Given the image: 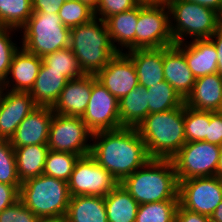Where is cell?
Instances as JSON below:
<instances>
[{"mask_svg":"<svg viewBox=\"0 0 222 222\" xmlns=\"http://www.w3.org/2000/svg\"><path fill=\"white\" fill-rule=\"evenodd\" d=\"M90 156L119 183L151 159L137 129L128 127L93 133Z\"/></svg>","mask_w":222,"mask_h":222,"instance_id":"cell-1","label":"cell"},{"mask_svg":"<svg viewBox=\"0 0 222 222\" xmlns=\"http://www.w3.org/2000/svg\"><path fill=\"white\" fill-rule=\"evenodd\" d=\"M120 184L139 205L179 200V182L172 159L151 158Z\"/></svg>","mask_w":222,"mask_h":222,"instance_id":"cell-2","label":"cell"},{"mask_svg":"<svg viewBox=\"0 0 222 222\" xmlns=\"http://www.w3.org/2000/svg\"><path fill=\"white\" fill-rule=\"evenodd\" d=\"M136 129L151 158L172 159L186 143L184 105L149 114Z\"/></svg>","mask_w":222,"mask_h":222,"instance_id":"cell-3","label":"cell"},{"mask_svg":"<svg viewBox=\"0 0 222 222\" xmlns=\"http://www.w3.org/2000/svg\"><path fill=\"white\" fill-rule=\"evenodd\" d=\"M69 47L86 75H96L118 53L105 21L96 17L71 28Z\"/></svg>","mask_w":222,"mask_h":222,"instance_id":"cell-4","label":"cell"},{"mask_svg":"<svg viewBox=\"0 0 222 222\" xmlns=\"http://www.w3.org/2000/svg\"><path fill=\"white\" fill-rule=\"evenodd\" d=\"M70 197L68 182L44 174L20 186L19 200L41 220L64 219Z\"/></svg>","mask_w":222,"mask_h":222,"instance_id":"cell-5","label":"cell"},{"mask_svg":"<svg viewBox=\"0 0 222 222\" xmlns=\"http://www.w3.org/2000/svg\"><path fill=\"white\" fill-rule=\"evenodd\" d=\"M168 8L175 44L188 42L189 38V41L209 39L222 25V16L219 13L196 3L171 0Z\"/></svg>","mask_w":222,"mask_h":222,"instance_id":"cell-6","label":"cell"},{"mask_svg":"<svg viewBox=\"0 0 222 222\" xmlns=\"http://www.w3.org/2000/svg\"><path fill=\"white\" fill-rule=\"evenodd\" d=\"M70 30L62 23L58 13L33 12L19 30L21 47L31 54L44 57L70 46Z\"/></svg>","mask_w":222,"mask_h":222,"instance_id":"cell-7","label":"cell"},{"mask_svg":"<svg viewBox=\"0 0 222 222\" xmlns=\"http://www.w3.org/2000/svg\"><path fill=\"white\" fill-rule=\"evenodd\" d=\"M220 149L206 141L186 142L172 157L178 182L216 176Z\"/></svg>","mask_w":222,"mask_h":222,"instance_id":"cell-8","label":"cell"},{"mask_svg":"<svg viewBox=\"0 0 222 222\" xmlns=\"http://www.w3.org/2000/svg\"><path fill=\"white\" fill-rule=\"evenodd\" d=\"M92 132L81 117L54 113L50 123L47 145L52 151L90 155Z\"/></svg>","mask_w":222,"mask_h":222,"instance_id":"cell-9","label":"cell"},{"mask_svg":"<svg viewBox=\"0 0 222 222\" xmlns=\"http://www.w3.org/2000/svg\"><path fill=\"white\" fill-rule=\"evenodd\" d=\"M175 45L170 29L168 6L138 5L136 49Z\"/></svg>","mask_w":222,"mask_h":222,"instance_id":"cell-10","label":"cell"},{"mask_svg":"<svg viewBox=\"0 0 222 222\" xmlns=\"http://www.w3.org/2000/svg\"><path fill=\"white\" fill-rule=\"evenodd\" d=\"M119 182L90 155L80 157L68 181L70 196L105 197Z\"/></svg>","mask_w":222,"mask_h":222,"instance_id":"cell-11","label":"cell"},{"mask_svg":"<svg viewBox=\"0 0 222 222\" xmlns=\"http://www.w3.org/2000/svg\"><path fill=\"white\" fill-rule=\"evenodd\" d=\"M178 197L183 208L210 217L222 202V179L213 176L179 181Z\"/></svg>","mask_w":222,"mask_h":222,"instance_id":"cell-12","label":"cell"},{"mask_svg":"<svg viewBox=\"0 0 222 222\" xmlns=\"http://www.w3.org/2000/svg\"><path fill=\"white\" fill-rule=\"evenodd\" d=\"M92 132L122 128L119 118V100L92 75V91L87 109L81 117Z\"/></svg>","mask_w":222,"mask_h":222,"instance_id":"cell-13","label":"cell"},{"mask_svg":"<svg viewBox=\"0 0 222 222\" xmlns=\"http://www.w3.org/2000/svg\"><path fill=\"white\" fill-rule=\"evenodd\" d=\"M95 76L118 100L139 85L134 63L125 52H118Z\"/></svg>","mask_w":222,"mask_h":222,"instance_id":"cell-14","label":"cell"},{"mask_svg":"<svg viewBox=\"0 0 222 222\" xmlns=\"http://www.w3.org/2000/svg\"><path fill=\"white\" fill-rule=\"evenodd\" d=\"M37 107L29 92L3 89L0 96V138L10 140L19 124Z\"/></svg>","mask_w":222,"mask_h":222,"instance_id":"cell-15","label":"cell"},{"mask_svg":"<svg viewBox=\"0 0 222 222\" xmlns=\"http://www.w3.org/2000/svg\"><path fill=\"white\" fill-rule=\"evenodd\" d=\"M53 115L52 107L38 106L19 124L9 140L11 146L47 145Z\"/></svg>","mask_w":222,"mask_h":222,"instance_id":"cell-16","label":"cell"},{"mask_svg":"<svg viewBox=\"0 0 222 222\" xmlns=\"http://www.w3.org/2000/svg\"><path fill=\"white\" fill-rule=\"evenodd\" d=\"M42 57L27 52L20 47L14 54L7 77L2 82L3 89L29 92L37 78Z\"/></svg>","mask_w":222,"mask_h":222,"instance_id":"cell-17","label":"cell"},{"mask_svg":"<svg viewBox=\"0 0 222 222\" xmlns=\"http://www.w3.org/2000/svg\"><path fill=\"white\" fill-rule=\"evenodd\" d=\"M92 91V75H84L68 80L53 105L54 113L66 116L82 117L85 113Z\"/></svg>","mask_w":222,"mask_h":222,"instance_id":"cell-18","label":"cell"},{"mask_svg":"<svg viewBox=\"0 0 222 222\" xmlns=\"http://www.w3.org/2000/svg\"><path fill=\"white\" fill-rule=\"evenodd\" d=\"M175 46L185 55L187 65L196 79L217 73V50L210 39H195Z\"/></svg>","mask_w":222,"mask_h":222,"instance_id":"cell-19","label":"cell"},{"mask_svg":"<svg viewBox=\"0 0 222 222\" xmlns=\"http://www.w3.org/2000/svg\"><path fill=\"white\" fill-rule=\"evenodd\" d=\"M164 79L185 100L191 93L196 78L185 60V55L175 46L163 47Z\"/></svg>","mask_w":222,"mask_h":222,"instance_id":"cell-20","label":"cell"},{"mask_svg":"<svg viewBox=\"0 0 222 222\" xmlns=\"http://www.w3.org/2000/svg\"><path fill=\"white\" fill-rule=\"evenodd\" d=\"M185 106L199 111L220 112L222 108V76L218 73L197 78Z\"/></svg>","mask_w":222,"mask_h":222,"instance_id":"cell-21","label":"cell"},{"mask_svg":"<svg viewBox=\"0 0 222 222\" xmlns=\"http://www.w3.org/2000/svg\"><path fill=\"white\" fill-rule=\"evenodd\" d=\"M133 61L138 84L149 88L164 81L163 47L135 49L125 52Z\"/></svg>","mask_w":222,"mask_h":222,"instance_id":"cell-22","label":"cell"},{"mask_svg":"<svg viewBox=\"0 0 222 222\" xmlns=\"http://www.w3.org/2000/svg\"><path fill=\"white\" fill-rule=\"evenodd\" d=\"M138 6L105 20L113 46L118 52L136 49Z\"/></svg>","mask_w":222,"mask_h":222,"instance_id":"cell-23","label":"cell"},{"mask_svg":"<svg viewBox=\"0 0 222 222\" xmlns=\"http://www.w3.org/2000/svg\"><path fill=\"white\" fill-rule=\"evenodd\" d=\"M67 81L61 72L48 70V67L42 63L29 93L37 106L53 107Z\"/></svg>","mask_w":222,"mask_h":222,"instance_id":"cell-24","label":"cell"},{"mask_svg":"<svg viewBox=\"0 0 222 222\" xmlns=\"http://www.w3.org/2000/svg\"><path fill=\"white\" fill-rule=\"evenodd\" d=\"M65 222H108L104 197L78 195L70 197Z\"/></svg>","mask_w":222,"mask_h":222,"instance_id":"cell-25","label":"cell"},{"mask_svg":"<svg viewBox=\"0 0 222 222\" xmlns=\"http://www.w3.org/2000/svg\"><path fill=\"white\" fill-rule=\"evenodd\" d=\"M148 95L147 88L138 85L119 100V118L122 127L137 128L149 115Z\"/></svg>","mask_w":222,"mask_h":222,"instance_id":"cell-26","label":"cell"},{"mask_svg":"<svg viewBox=\"0 0 222 222\" xmlns=\"http://www.w3.org/2000/svg\"><path fill=\"white\" fill-rule=\"evenodd\" d=\"M13 148L17 175L21 183L29 178L43 174L46 157L49 152L48 145H29Z\"/></svg>","mask_w":222,"mask_h":222,"instance_id":"cell-27","label":"cell"},{"mask_svg":"<svg viewBox=\"0 0 222 222\" xmlns=\"http://www.w3.org/2000/svg\"><path fill=\"white\" fill-rule=\"evenodd\" d=\"M108 222H135L139 204L119 183L105 197Z\"/></svg>","mask_w":222,"mask_h":222,"instance_id":"cell-28","label":"cell"},{"mask_svg":"<svg viewBox=\"0 0 222 222\" xmlns=\"http://www.w3.org/2000/svg\"><path fill=\"white\" fill-rule=\"evenodd\" d=\"M147 91L149 114L165 112L184 105V99L166 80L147 88Z\"/></svg>","mask_w":222,"mask_h":222,"instance_id":"cell-29","label":"cell"},{"mask_svg":"<svg viewBox=\"0 0 222 222\" xmlns=\"http://www.w3.org/2000/svg\"><path fill=\"white\" fill-rule=\"evenodd\" d=\"M32 13V0H0V27L20 30Z\"/></svg>","mask_w":222,"mask_h":222,"instance_id":"cell-30","label":"cell"},{"mask_svg":"<svg viewBox=\"0 0 222 222\" xmlns=\"http://www.w3.org/2000/svg\"><path fill=\"white\" fill-rule=\"evenodd\" d=\"M42 63L48 67V70L61 72V75L67 80L77 79L85 75L70 47L46 54L42 57Z\"/></svg>","mask_w":222,"mask_h":222,"instance_id":"cell-31","label":"cell"},{"mask_svg":"<svg viewBox=\"0 0 222 222\" xmlns=\"http://www.w3.org/2000/svg\"><path fill=\"white\" fill-rule=\"evenodd\" d=\"M178 206L179 200L140 204L135 222H174Z\"/></svg>","mask_w":222,"mask_h":222,"instance_id":"cell-32","label":"cell"},{"mask_svg":"<svg viewBox=\"0 0 222 222\" xmlns=\"http://www.w3.org/2000/svg\"><path fill=\"white\" fill-rule=\"evenodd\" d=\"M80 157V155L73 153L58 152L49 149L43 174L68 182L74 166Z\"/></svg>","mask_w":222,"mask_h":222,"instance_id":"cell-33","label":"cell"},{"mask_svg":"<svg viewBox=\"0 0 222 222\" xmlns=\"http://www.w3.org/2000/svg\"><path fill=\"white\" fill-rule=\"evenodd\" d=\"M210 125V111L194 110L184 104V127L186 142L205 141Z\"/></svg>","mask_w":222,"mask_h":222,"instance_id":"cell-34","label":"cell"},{"mask_svg":"<svg viewBox=\"0 0 222 222\" xmlns=\"http://www.w3.org/2000/svg\"><path fill=\"white\" fill-rule=\"evenodd\" d=\"M58 14L62 23L70 29L95 18L94 10L80 0H66Z\"/></svg>","mask_w":222,"mask_h":222,"instance_id":"cell-35","label":"cell"},{"mask_svg":"<svg viewBox=\"0 0 222 222\" xmlns=\"http://www.w3.org/2000/svg\"><path fill=\"white\" fill-rule=\"evenodd\" d=\"M0 183L21 186L16 170L14 148L8 139L0 138Z\"/></svg>","mask_w":222,"mask_h":222,"instance_id":"cell-36","label":"cell"},{"mask_svg":"<svg viewBox=\"0 0 222 222\" xmlns=\"http://www.w3.org/2000/svg\"><path fill=\"white\" fill-rule=\"evenodd\" d=\"M20 32L11 27H0V81L7 77L14 54L21 47V42L13 40L15 33ZM14 37V38H13ZM17 43V44H16Z\"/></svg>","mask_w":222,"mask_h":222,"instance_id":"cell-37","label":"cell"},{"mask_svg":"<svg viewBox=\"0 0 222 222\" xmlns=\"http://www.w3.org/2000/svg\"><path fill=\"white\" fill-rule=\"evenodd\" d=\"M138 5V0H100L94 14L96 18L105 21L112 15L130 10Z\"/></svg>","mask_w":222,"mask_h":222,"instance_id":"cell-38","label":"cell"},{"mask_svg":"<svg viewBox=\"0 0 222 222\" xmlns=\"http://www.w3.org/2000/svg\"><path fill=\"white\" fill-rule=\"evenodd\" d=\"M20 200L0 212V222H41Z\"/></svg>","mask_w":222,"mask_h":222,"instance_id":"cell-39","label":"cell"},{"mask_svg":"<svg viewBox=\"0 0 222 222\" xmlns=\"http://www.w3.org/2000/svg\"><path fill=\"white\" fill-rule=\"evenodd\" d=\"M206 142L222 146V113L210 111V125L208 126Z\"/></svg>","mask_w":222,"mask_h":222,"instance_id":"cell-40","label":"cell"},{"mask_svg":"<svg viewBox=\"0 0 222 222\" xmlns=\"http://www.w3.org/2000/svg\"><path fill=\"white\" fill-rule=\"evenodd\" d=\"M20 197V186L0 183V212L15 204Z\"/></svg>","mask_w":222,"mask_h":222,"instance_id":"cell-41","label":"cell"},{"mask_svg":"<svg viewBox=\"0 0 222 222\" xmlns=\"http://www.w3.org/2000/svg\"><path fill=\"white\" fill-rule=\"evenodd\" d=\"M65 1L66 0H32V9L33 12L57 14Z\"/></svg>","mask_w":222,"mask_h":222,"instance_id":"cell-42","label":"cell"},{"mask_svg":"<svg viewBox=\"0 0 222 222\" xmlns=\"http://www.w3.org/2000/svg\"><path fill=\"white\" fill-rule=\"evenodd\" d=\"M179 222H211L210 217L183 208L180 204L176 212Z\"/></svg>","mask_w":222,"mask_h":222,"instance_id":"cell-43","label":"cell"},{"mask_svg":"<svg viewBox=\"0 0 222 222\" xmlns=\"http://www.w3.org/2000/svg\"><path fill=\"white\" fill-rule=\"evenodd\" d=\"M217 50L218 69L217 73L222 76V25L209 38Z\"/></svg>","mask_w":222,"mask_h":222,"instance_id":"cell-44","label":"cell"},{"mask_svg":"<svg viewBox=\"0 0 222 222\" xmlns=\"http://www.w3.org/2000/svg\"><path fill=\"white\" fill-rule=\"evenodd\" d=\"M210 8L222 16V0H185Z\"/></svg>","mask_w":222,"mask_h":222,"instance_id":"cell-45","label":"cell"},{"mask_svg":"<svg viewBox=\"0 0 222 222\" xmlns=\"http://www.w3.org/2000/svg\"><path fill=\"white\" fill-rule=\"evenodd\" d=\"M211 222H222V202L216 207L210 216Z\"/></svg>","mask_w":222,"mask_h":222,"instance_id":"cell-46","label":"cell"},{"mask_svg":"<svg viewBox=\"0 0 222 222\" xmlns=\"http://www.w3.org/2000/svg\"><path fill=\"white\" fill-rule=\"evenodd\" d=\"M171 0H138L141 5H163L168 6Z\"/></svg>","mask_w":222,"mask_h":222,"instance_id":"cell-47","label":"cell"},{"mask_svg":"<svg viewBox=\"0 0 222 222\" xmlns=\"http://www.w3.org/2000/svg\"><path fill=\"white\" fill-rule=\"evenodd\" d=\"M216 176L222 179V146L219 153V159L217 163Z\"/></svg>","mask_w":222,"mask_h":222,"instance_id":"cell-48","label":"cell"},{"mask_svg":"<svg viewBox=\"0 0 222 222\" xmlns=\"http://www.w3.org/2000/svg\"><path fill=\"white\" fill-rule=\"evenodd\" d=\"M80 1H82L84 4L88 5L93 10H95L97 8V5L100 0H80Z\"/></svg>","mask_w":222,"mask_h":222,"instance_id":"cell-49","label":"cell"},{"mask_svg":"<svg viewBox=\"0 0 222 222\" xmlns=\"http://www.w3.org/2000/svg\"><path fill=\"white\" fill-rule=\"evenodd\" d=\"M41 222H65L64 219L61 220H42Z\"/></svg>","mask_w":222,"mask_h":222,"instance_id":"cell-50","label":"cell"},{"mask_svg":"<svg viewBox=\"0 0 222 222\" xmlns=\"http://www.w3.org/2000/svg\"><path fill=\"white\" fill-rule=\"evenodd\" d=\"M2 91H3V85H2V82L0 81V96L2 94Z\"/></svg>","mask_w":222,"mask_h":222,"instance_id":"cell-51","label":"cell"}]
</instances>
